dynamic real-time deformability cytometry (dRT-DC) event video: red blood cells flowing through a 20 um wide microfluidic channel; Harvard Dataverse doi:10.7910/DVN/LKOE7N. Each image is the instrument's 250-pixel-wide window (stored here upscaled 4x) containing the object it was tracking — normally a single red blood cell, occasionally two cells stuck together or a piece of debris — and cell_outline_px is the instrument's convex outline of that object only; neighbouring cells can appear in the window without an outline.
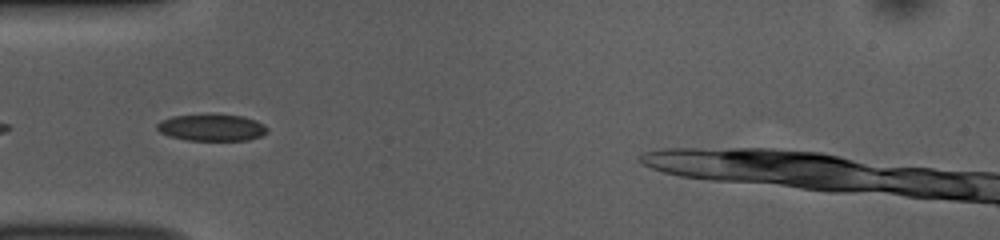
{"species": "common noctule bat (a hibernating species)", "species_latin": "Nyctalus noctula", "temperature_condition": "room temperature", "stored_images_in_passage": 34, "camera_frame_rate_fps": 3000, "um_per_image_px": 0.085, "animal": {"sex": "female", "body_mass_g": 10.0, "forearm_length_mm": 53.1}, "frame": {"image": 1, "passage_image": 2, "time_ms": 0.333, "image_size_px": [1000, 240], "cell_outline_px": [[268, 132], [260, 136], [248, 140], [188, 140], [168, 136], [160, 132], [156, 128], [156, 124], [160, 120], [172, 116], [244, 116], [256, 120], [264, 124], [268, 128]], "centroid_in_image_um": [18.0, 10.87], "position_along_channel_um": 67.0, "area_um2": 16.82}}
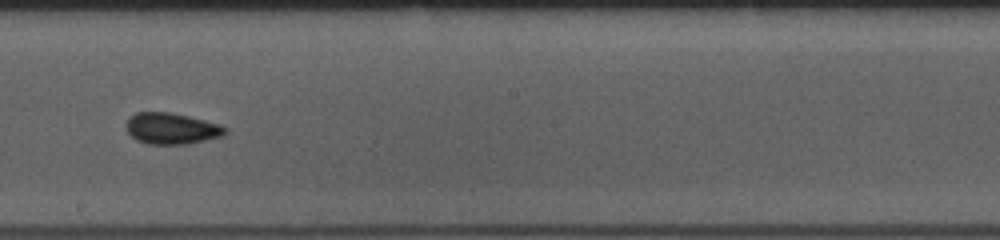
{"frame": {"image": 2, "passage_image": 15, "time_ms": 4.667, "image_size_px": [1000, 240], "cell_outline_px": [[228, 132], [224, 136], [188, 144], [148, 144], [136, 140], [128, 132], [124, 124], [128, 116], [136, 112], [172, 112], [220, 124], [228, 128]], "centroid_in_image_um": [14.58, 10.92], "position_along_channel_um": 233.6, "area_um2": 18.38}}
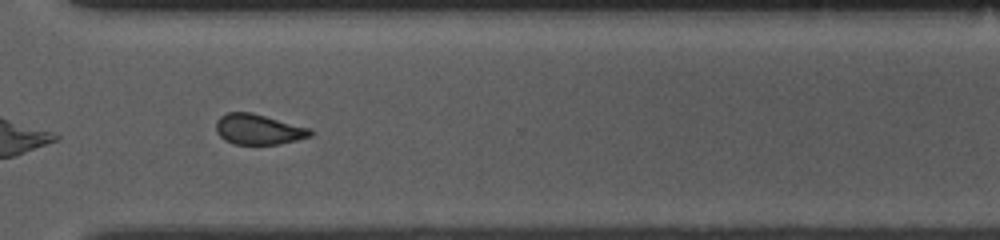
{"frame": {"image": 3, "passage_image": 24, "time_ms": 7.667, "image_size_px": [1000, 240], "cell_outline_px": [[312, 136], [280, 144], [232, 144], [224, 140], [216, 132], [216, 120], [220, 116], [228, 112], [252, 112], [312, 128]], "centroid_in_image_um": [21.97, 10.99], "position_along_channel_um": 348.6, "area_um2": 16.94}, "authors_computed_cell_mechanics": {"area_um2": 17.2533, "velocity_mm_per_s": 3.8405, "shape_relaxation_time_tau1_ms": 6.3785, "shape_relaxation_time_tau2_ms": 2.3137, "deformation_change_tau1": 0.0996, "deformation_change_tau2": 0.0812}}